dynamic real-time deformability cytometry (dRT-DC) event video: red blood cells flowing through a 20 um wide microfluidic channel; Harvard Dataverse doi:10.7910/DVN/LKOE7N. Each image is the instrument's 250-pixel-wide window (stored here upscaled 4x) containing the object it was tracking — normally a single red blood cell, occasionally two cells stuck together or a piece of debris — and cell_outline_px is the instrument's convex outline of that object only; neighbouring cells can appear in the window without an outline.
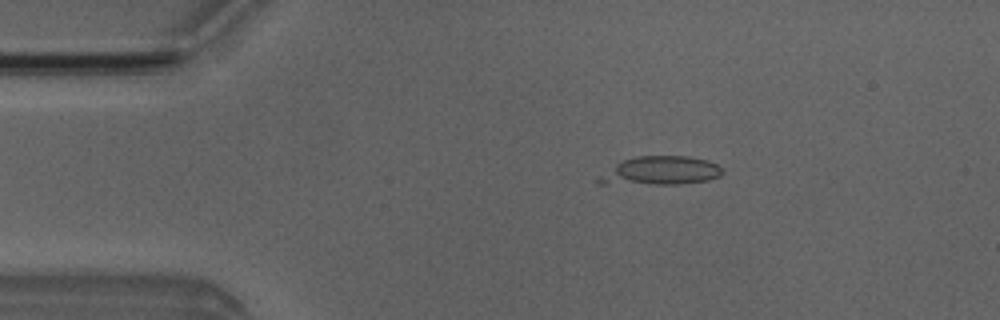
{"species": "Egyptian fruit bat (a non-hibernating species)", "species_latin": "Rousettus aegyptiacus", "temperature_condition": "room temperature", "stored_images_in_passage": 4, "camera_frame_rate_fps": 3000, "um_per_image_px": 0.085, "animal": {"sex": "male"}, "frame": {"image": 1, "passage_image": 3, "time_ms": 2.333, "image_size_px": [1000, 320], "cell_outline_px": [[724, 172], [720, 176], [708, 180], [680, 184], [596, 184], [596, 180], [616, 164], [624, 160], [636, 156], [688, 156], [708, 160], [716, 164]], "centroid_in_image_um": [56.16, 14.52], "position_along_channel_um": 28.8, "area_um2": 20.52}}